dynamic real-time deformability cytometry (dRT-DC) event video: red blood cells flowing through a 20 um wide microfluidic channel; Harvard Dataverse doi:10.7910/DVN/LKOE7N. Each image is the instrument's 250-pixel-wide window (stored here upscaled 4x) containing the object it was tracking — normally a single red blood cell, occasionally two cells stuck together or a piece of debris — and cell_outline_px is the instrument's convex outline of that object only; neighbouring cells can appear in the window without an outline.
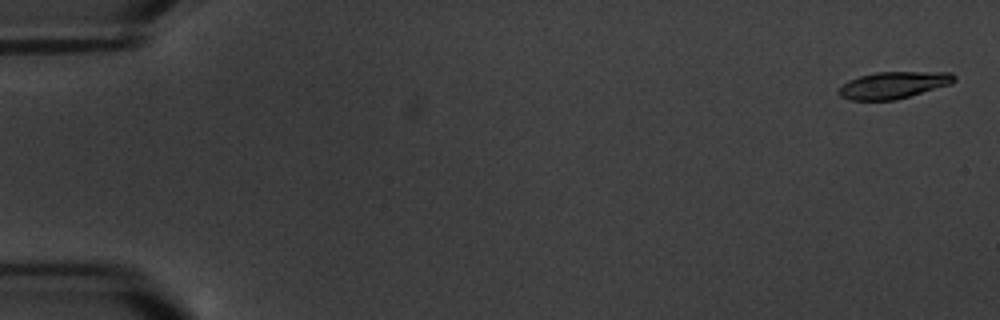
{"species": "common noctule bat (a hibernating species)", "species_latin": "Nyctalus noctula", "temperature_condition": "warm", "stored_images_in_passage": 4, "camera_frame_rate_fps": 3000, "um_per_image_px": 0.085, "animal": {"sex": "male", "body_mass_g": 20.1, "forearm_length_mm": 53.5}, "frame": {"image": 1, "passage_image": 1, "time_ms": 0.0, "image_size_px": [1000, 320], "cell_outline_px": [[956, 80], [952, 84], [896, 100], [848, 100], [840, 96], [836, 92], [848, 80], [860, 76], [876, 72], [952, 72], [956, 76]], "centroid_in_image_um": [75.96, 7.23], "position_along_channel_um": 9.0, "area_um2": 18.21}}
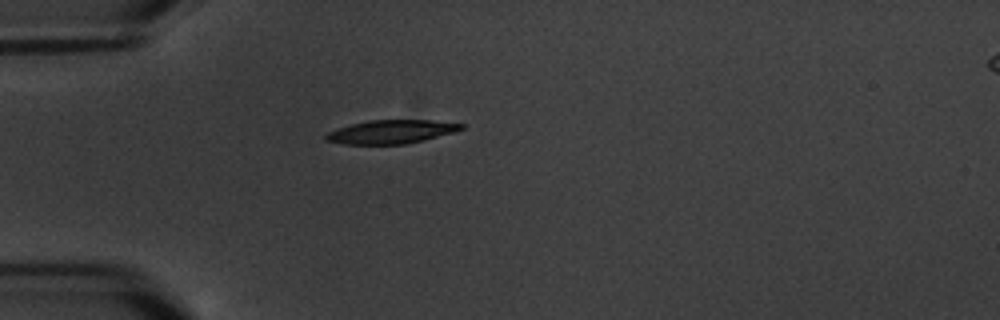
{"frame": {"image": 2, "passage_image": 4, "time_ms": 5.333, "image_size_px": [1000, 320], "cell_outline_px": [[464, 128], [456, 132], [424, 140], [404, 144], [344, 144], [324, 140], [324, 136], [328, 132], [352, 124], [372, 120], [432, 120], [464, 124]], "centroid_in_image_um": [33.29, 11.2], "position_along_channel_um": 51.7, "area_um2": 18.5}}